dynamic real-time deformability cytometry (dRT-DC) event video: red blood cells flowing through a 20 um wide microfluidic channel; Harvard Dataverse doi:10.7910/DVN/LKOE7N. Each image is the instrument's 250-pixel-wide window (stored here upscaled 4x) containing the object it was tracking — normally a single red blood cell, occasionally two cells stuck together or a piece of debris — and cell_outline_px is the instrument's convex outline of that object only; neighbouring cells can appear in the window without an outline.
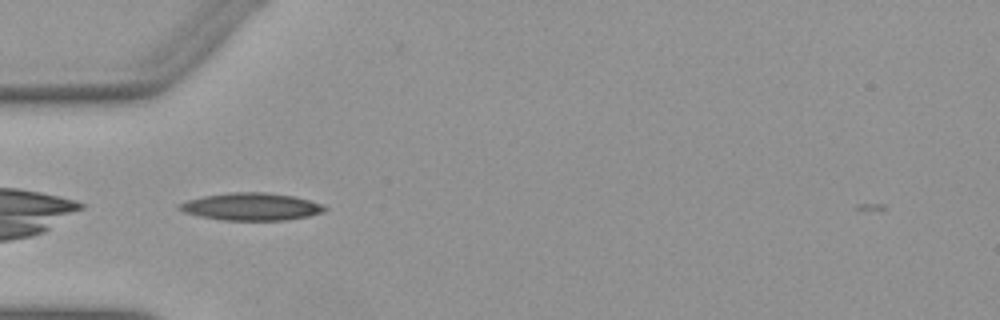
{"species": "Egyptian fruit bat (a non-hibernating species)", "species_latin": "Rousettus aegyptiacus", "temperature_condition": "warm", "stored_images_in_passage": 32, "camera_frame_rate_fps": 3000, "um_per_image_px": 0.085, "animal": {"sex": "female"}, "frame": {"image": 1, "passage_image": 1, "time_ms": 0.0, "image_size_px": [1000, 320], "cell_outline_px": [[328, 208], [324, 212], [308, 216], [288, 220], [220, 220], [200, 216], [184, 212], [176, 208], [176, 204], [188, 200], [204, 196], [228, 192], [264, 192], [292, 196], [308, 200], [320, 204]], "centroid_in_image_um": [21.32, 17.57], "position_along_channel_um": 63.7, "area_um2": 23.24}}
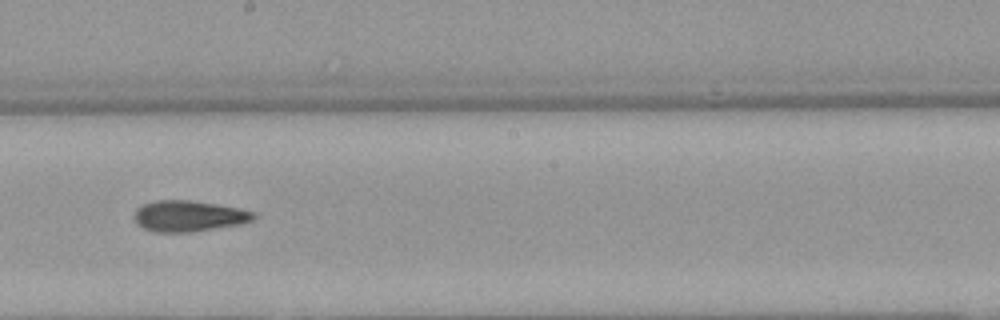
{"frame": {"image": 2, "passage_image": 14, "time_ms": 4.333, "image_size_px": [1000, 320], "cell_outline_px": [[256, 216], [252, 220], [240, 224], [188, 232], [156, 232], [144, 228], [136, 224], [136, 208], [144, 204], [156, 200], [192, 200], [240, 208], [256, 212]], "centroid_in_image_um": [16.06, 18.35], "position_along_channel_um": 232.1, "area_um2": 21.39}}
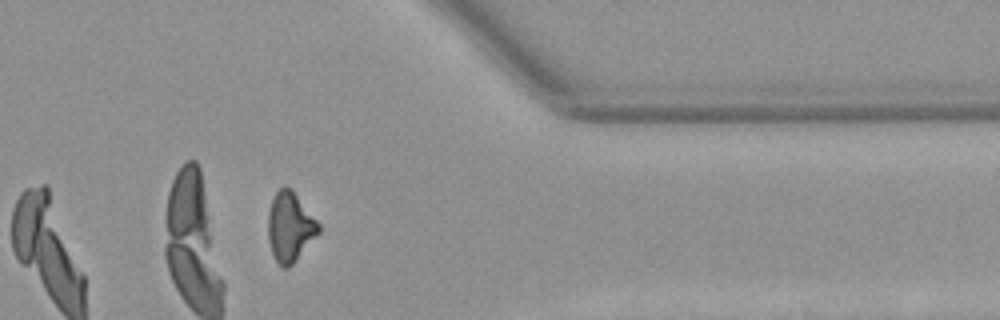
{"frame": {"image": 3, "passage_image": 27, "time_ms": 8.667, "image_size_px": [1000, 320], "cell_outline_px": [[320, 232], [292, 264], [288, 268], [284, 268], [276, 260], [272, 252], [268, 240], [268, 212], [272, 200], [276, 192], [284, 184], [296, 196], [320, 224]], "centroid_in_image_um": [24.64, 19.3], "position_along_channel_um": 386.8, "area_um2": 20.0}, "authors_computed_cell_mechanics": {"area_um2": 21.2126, "velocity_mm_per_s": 3.9301, "shape_relaxation_time_tau1_ms": null, "shape_relaxation_time_tau2_ms": 10.1885, "deformation_change_tau1": null, "deformation_change_tau2": 0.2538}}